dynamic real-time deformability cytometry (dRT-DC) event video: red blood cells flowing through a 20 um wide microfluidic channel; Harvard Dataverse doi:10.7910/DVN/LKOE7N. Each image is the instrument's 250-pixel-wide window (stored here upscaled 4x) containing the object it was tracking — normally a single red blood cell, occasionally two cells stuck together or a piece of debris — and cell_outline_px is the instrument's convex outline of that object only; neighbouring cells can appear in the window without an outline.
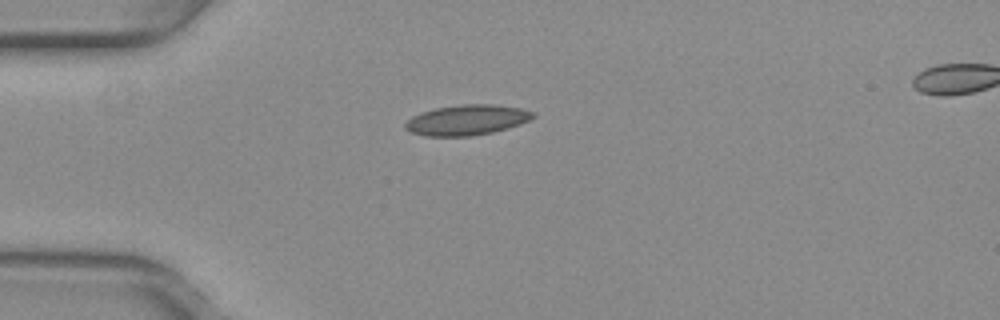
{"species": "common noctule bat (a hibernating species)", "species_latin": "Nyctalus noctula", "temperature_condition": "warm", "stored_images_in_passage": 39, "camera_frame_rate_fps": 3000, "um_per_image_px": 0.085, "animal": {"sex": "female", "body_mass_g": 29.2, "forearm_length_mm": 56.3}, "frame": {"image": 1, "passage_image": 1, "time_ms": 0.0, "image_size_px": [1000, 320], "cell_outline_px": [[536, 116], [520, 124], [508, 128], [492, 132], [472, 136], [424, 136], [412, 132], [404, 128], [404, 124], [412, 116], [420, 112], [436, 108], [460, 104], [492, 104], [520, 108], [536, 112]], "centroid_in_image_um": [39.68, 10.19], "position_along_channel_um": 45.3, "area_um2": 22.66}}
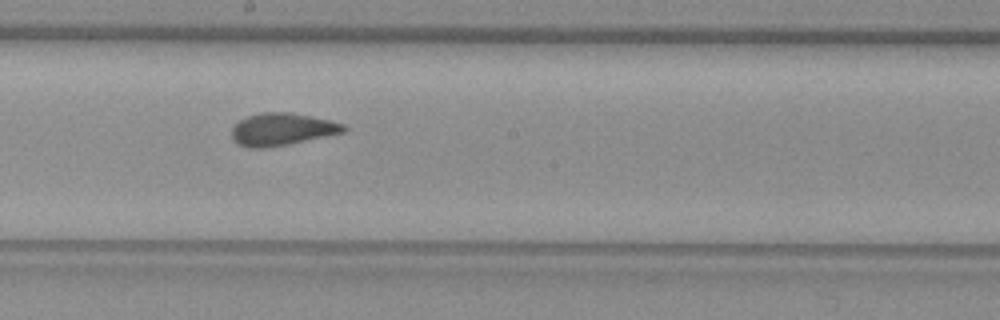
{"frame": {"image": 2, "passage_image": 16, "time_ms": 5.0, "image_size_px": [1000, 320], "cell_outline_px": [[348, 128], [344, 132], [288, 144], [264, 148], [248, 148], [240, 144], [232, 136], [232, 128], [240, 120], [248, 116], [260, 112], [288, 112], [312, 116], [344, 124]], "centroid_in_image_um": [23.98, 10.98], "position_along_channel_um": 224.2, "area_um2": 20.87}}
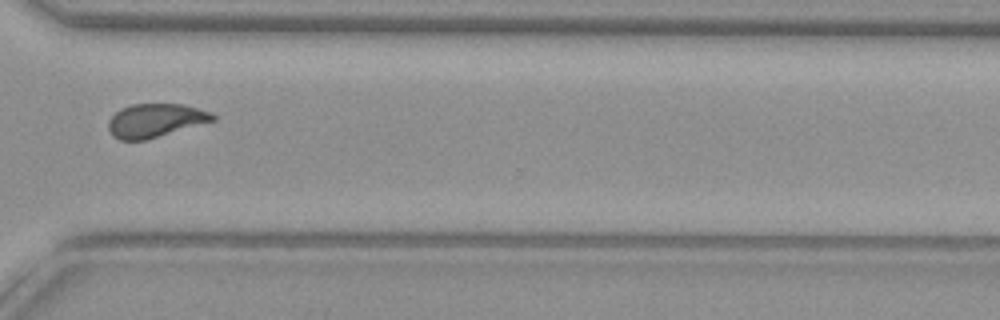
{"frame": {"image": 3, "passage_image": 26, "time_ms": 8.333, "image_size_px": [1000, 320], "cell_outline_px": [[216, 120], [148, 140], [120, 140], [112, 136], [108, 128], [108, 120], [120, 108], [132, 104], [184, 104], [212, 112], [216, 116]], "centroid_in_image_um": [13.22, 10.24], "position_along_channel_um": 357.4, "area_um2": 20.69}, "authors_computed_cell_mechanics": {"area_um2": 20.9814, "velocity_mm_per_s": 3.9978, "shape_relaxation_time_tau1_ms": 7.2568, "shape_relaxation_time_tau2_ms": 0.9039, "deformation_change_tau1": 0.1663, "deformation_change_tau2": 0.0731}}